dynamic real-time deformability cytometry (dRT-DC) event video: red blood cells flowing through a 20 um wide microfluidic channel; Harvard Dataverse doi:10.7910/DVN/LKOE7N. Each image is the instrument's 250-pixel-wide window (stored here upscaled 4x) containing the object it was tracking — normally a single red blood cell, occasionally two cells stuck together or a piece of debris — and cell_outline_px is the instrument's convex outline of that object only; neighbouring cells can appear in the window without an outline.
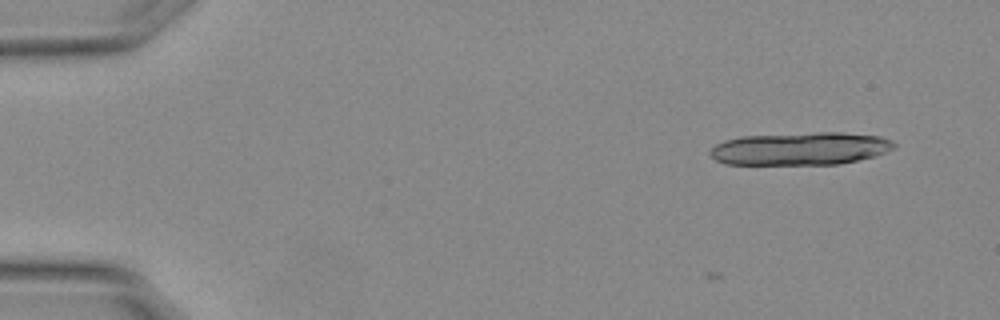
{"species": "Egyptian fruit bat (a non-hibernating species)", "species_latin": "Rousettus aegyptiacus", "temperature_condition": "warm", "stored_images_in_passage": 4, "camera_frame_rate_fps": 3000, "um_per_image_px": 0.085, "animal": {"sex": "female"}, "frame": {"image": 1, "passage_image": 1, "time_ms": 0.0, "image_size_px": [1000, 320], "cell_outline_px": [[896, 148], [872, 156], [840, 164], [724, 164], [716, 160], [708, 152], [716, 144], [724, 140], [740, 136], [816, 132], [844, 132], [880, 136], [896, 144]], "centroid_in_image_um": [68.0, 12.62], "position_along_channel_um": 17.0, "area_um2": 35.14}}